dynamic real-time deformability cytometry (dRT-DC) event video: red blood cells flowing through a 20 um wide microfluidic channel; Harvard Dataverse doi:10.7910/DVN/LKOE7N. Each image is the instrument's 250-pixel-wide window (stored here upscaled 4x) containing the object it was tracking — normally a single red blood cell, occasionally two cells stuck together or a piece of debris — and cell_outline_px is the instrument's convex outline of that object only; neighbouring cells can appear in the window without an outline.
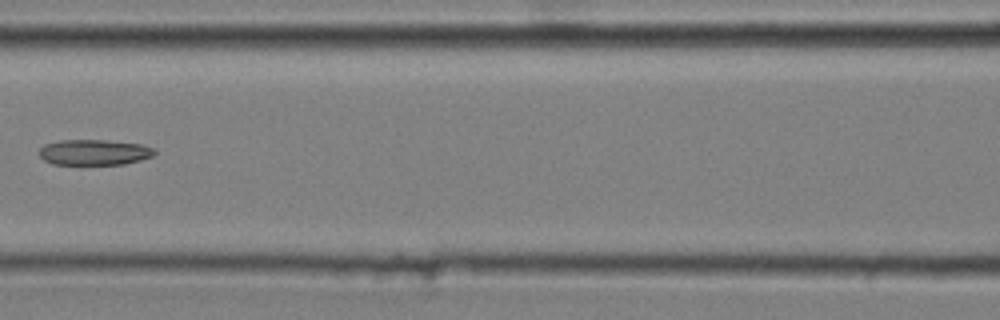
{"species": "common noctule bat (a hibernating species)", "species_latin": "Nyctalus noctula", "temperature_condition": "cold", "stored_images_in_passage": 6, "camera_frame_rate_fps": 3000, "um_per_image_px": 0.085, "animal": {"sex": "male", "body_mass_g": 20.4}, "frame": {"image": 1, "passage_image": 5, "time_ms": 1.333, "image_size_px": [1000, 320], "cell_outline_px": [[156, 152], [152, 156], [140, 160], [124, 164], [52, 164], [44, 160], [40, 156], [40, 148], [44, 144], [60, 140], [104, 140], [140, 144], [152, 148]], "centroid_in_image_um": [7.98, 12.94], "position_along_channel_um": 158.6, "area_um2": 17.05}}
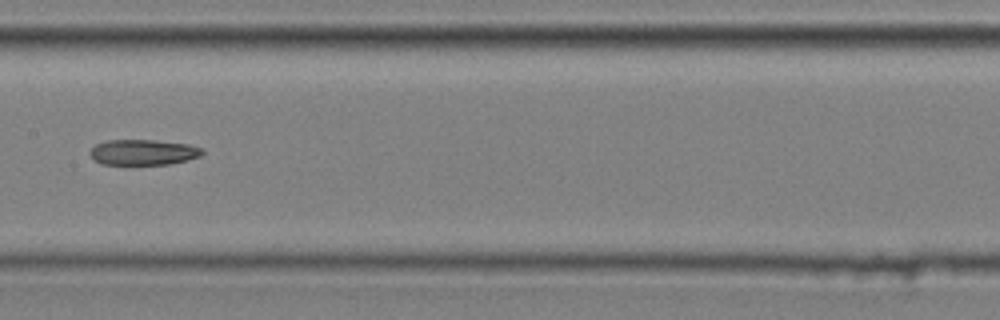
{"frame": {"image": 2, "passage_image": 6, "time_ms": 1.667, "image_size_px": [1000, 320], "cell_outline_px": [[204, 152], [200, 156], [168, 164], [104, 164], [96, 160], [88, 152], [96, 144], [108, 140], [156, 140], [188, 144], [204, 148]], "centroid_in_image_um": [12.19, 12.93], "position_along_channel_um": 195.2, "area_um2": 16.53}}